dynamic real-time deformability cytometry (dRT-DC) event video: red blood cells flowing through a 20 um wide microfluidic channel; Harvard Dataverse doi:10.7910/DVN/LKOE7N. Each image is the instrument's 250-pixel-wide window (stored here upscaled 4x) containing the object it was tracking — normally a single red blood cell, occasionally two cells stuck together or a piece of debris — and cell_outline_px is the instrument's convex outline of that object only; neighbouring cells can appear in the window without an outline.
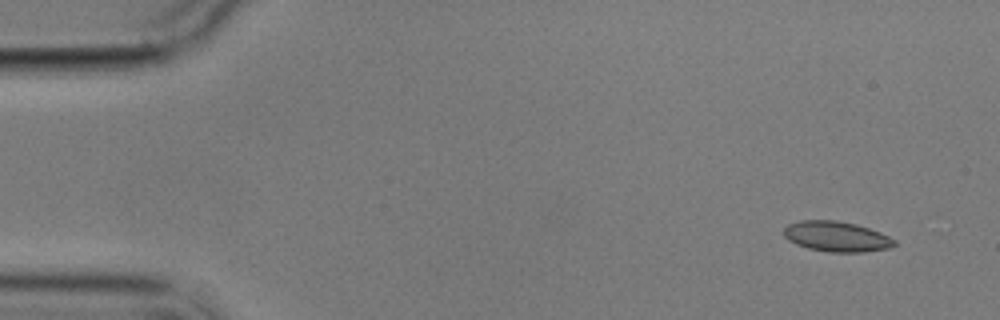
{"species": "common noctule bat (a hibernating species)", "species_latin": "Nyctalus noctula", "temperature_condition": "cold", "stored_images_in_passage": 4, "camera_frame_rate_fps": 3000, "um_per_image_px": 0.085, "animal": {"sex": "male", "body_mass_g": 17.9}, "frame": {"image": 1, "passage_image": 1, "time_ms": 0.0, "image_size_px": [1000, 320], "cell_outline_px": [[896, 244], [888, 248], [864, 252], [828, 252], [808, 248], [796, 244], [788, 240], [784, 236], [784, 228], [788, 224], [800, 220], [836, 220], [856, 224], [880, 232], [896, 240]], "centroid_in_image_um": [71.09, 20.1], "position_along_channel_um": 13.9, "area_um2": 19.54}}
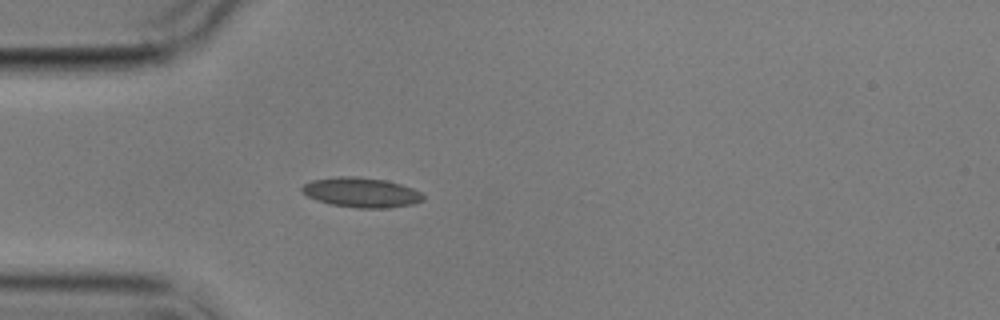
{"frame": {"image": 2, "passage_image": 4, "time_ms": 4.0, "image_size_px": [1000, 320], "cell_outline_px": [[424, 200], [412, 204], [388, 208], [356, 208], [332, 204], [316, 200], [300, 192], [300, 188], [304, 184], [312, 180], [336, 176], [352, 176], [384, 180], [400, 184], [412, 188], [420, 192], [424, 196]], "centroid_in_image_um": [30.68, 16.36], "position_along_channel_um": 54.3, "area_um2": 21.04}}